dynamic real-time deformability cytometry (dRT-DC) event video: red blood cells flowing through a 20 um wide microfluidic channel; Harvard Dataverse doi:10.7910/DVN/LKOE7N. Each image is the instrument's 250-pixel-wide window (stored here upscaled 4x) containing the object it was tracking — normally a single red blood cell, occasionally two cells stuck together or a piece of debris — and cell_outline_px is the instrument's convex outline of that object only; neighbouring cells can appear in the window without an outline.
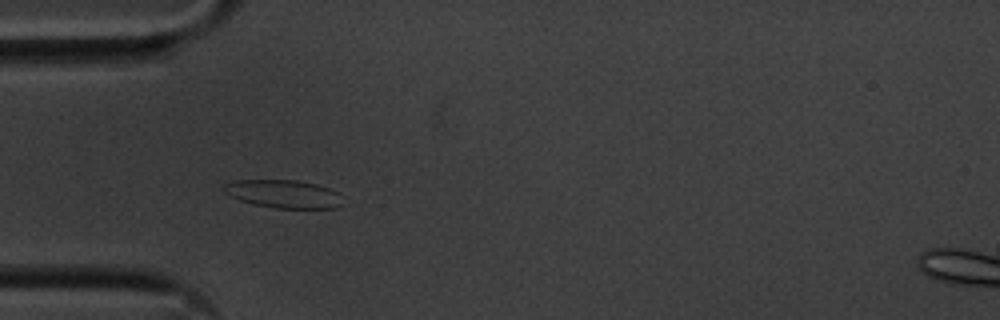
{"species": "common noctule bat (a hibernating species)", "species_latin": "Nyctalus noctula", "temperature_condition": "cold", "stored_images_in_passage": 40, "camera_frame_rate_fps": 3000, "um_per_image_px": 0.085, "animal": {"sex": "male", "body_mass_g": 20.1, "forearm_length_mm": 53.5}, "frame": {"image": 1, "passage_image": 1, "time_ms": 0.0, "image_size_px": [1000, 320], "cell_outline_px": [[340, 204], [336, 208], [276, 208], [252, 204], [240, 200], [224, 192], [220, 188], [224, 184], [236, 180], [300, 180], [316, 184], [340, 192]], "centroid_in_image_um": [24.07, 16.47], "position_along_channel_um": 60.9, "area_um2": 19.48}}
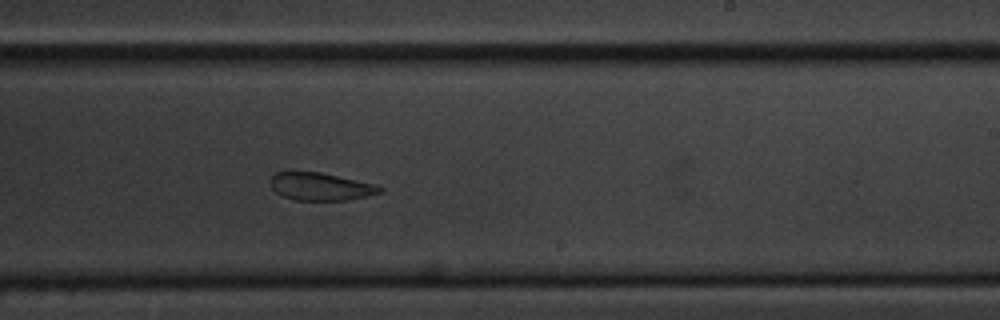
{"frame": {"image": 2, "passage_image": 18, "time_ms": 5.667, "image_size_px": [1000, 320], "cell_outline_px": [[384, 188], [380, 192], [368, 196], [348, 200], [292, 200], [276, 192], [272, 188], [268, 180], [276, 172], [292, 168], [320, 172], [372, 184]], "centroid_in_image_um": [27.13, 15.82], "position_along_channel_um": 261.9, "area_um2": 18.09}}
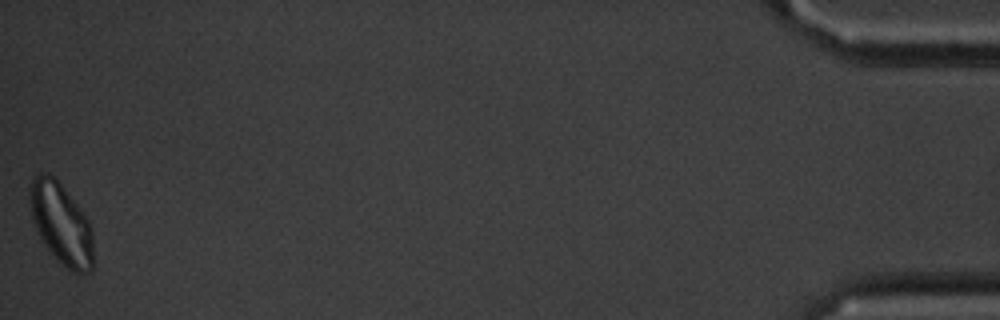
{"frame": {"image": 3, "passage_image": 40, "time_ms": 13.0, "image_size_px": [1000, 320], "cell_outline_px": [[92, 268], [88, 272], [72, 272], [56, 260], [48, 252], [36, 232], [32, 220], [28, 192], [28, 188], [32, 180], [40, 172], [48, 172], [60, 184], [80, 208], [88, 220], [92, 228]], "centroid_in_image_um": [5.16, 19.02], "position_along_channel_um": 430.0, "area_um2": 30.23}, "authors_computed_cell_mechanics": {"area_um2": 19.4786, "velocity_mm_per_s": 3.5833, "shape_relaxation_time_tau1_ms": 3.5803, "shape_relaxation_time_tau2_ms": 2.4874, "deformation_change_tau1": 0.1012, "deformation_change_tau2": 0.0922}}